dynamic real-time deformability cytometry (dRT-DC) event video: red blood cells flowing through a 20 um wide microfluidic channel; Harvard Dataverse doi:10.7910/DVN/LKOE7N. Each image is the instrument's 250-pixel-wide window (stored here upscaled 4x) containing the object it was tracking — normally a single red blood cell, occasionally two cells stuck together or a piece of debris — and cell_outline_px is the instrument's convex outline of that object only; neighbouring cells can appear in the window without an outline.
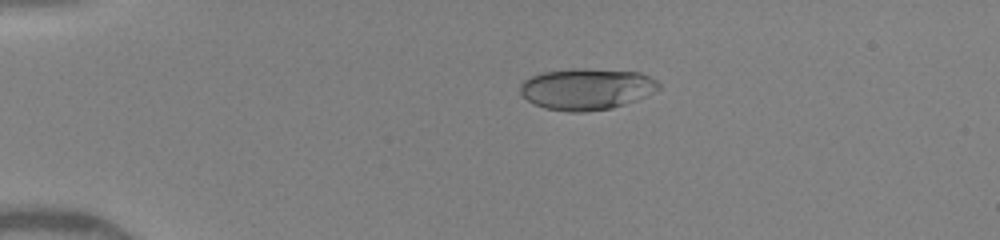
{"species": "human", "species_latin": "Homo sapiens", "temperature_condition": "warm", "stored_images_in_passage": 6, "camera_frame_rate_fps": 3000, "um_per_image_px": 0.085, "donor": {"sex": "female"}, "frame": {"image": 1, "passage_image": 4, "time_ms": 3.333, "image_size_px": [1000, 240], "cell_outline_px": [[660, 88], [636, 100], [612, 108], [584, 112], [568, 112], [544, 108], [528, 100], [520, 92], [520, 84], [524, 80], [540, 72], [576, 68], [588, 68], [640, 72], [656, 80], [660, 84]], "centroid_in_image_um": [49.85, 7.55], "position_along_channel_um": 35.2, "area_um2": 33.47}}
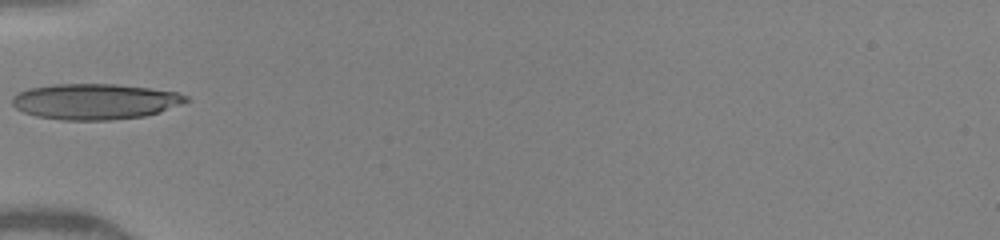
{"frame": {"image": 2, "passage_image": 6, "time_ms": 5.667, "image_size_px": [1000, 240], "cell_outline_px": [[192, 100], [160, 112], [144, 116], [112, 120], [64, 120], [36, 116], [24, 112], [16, 108], [12, 104], [12, 96], [28, 88], [52, 84], [116, 84], [148, 88], [176, 92], [188, 96]], "centroid_in_image_um": [8.09, 8.63], "position_along_channel_um": 76.9, "area_um2": 36.3}}